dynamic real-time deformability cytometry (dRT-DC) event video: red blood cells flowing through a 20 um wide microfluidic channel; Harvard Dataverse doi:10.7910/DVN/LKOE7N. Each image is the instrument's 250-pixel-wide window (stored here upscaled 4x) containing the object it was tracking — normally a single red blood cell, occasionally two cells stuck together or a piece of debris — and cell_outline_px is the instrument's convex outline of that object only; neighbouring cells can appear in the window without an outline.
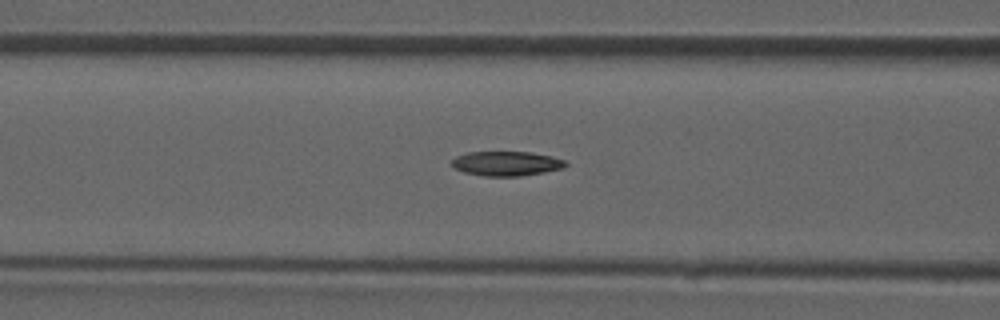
{"species": "common noctule bat (a hibernating species)", "species_latin": "Nyctalus noctula", "temperature_condition": "room temperature", "stored_images_in_passage": 40, "camera_frame_rate_fps": 3000, "um_per_image_px": 0.085, "animal": {"sex": "male", "forearm_length_mm": 52.5}, "frame": {"image": 1, "passage_image": 12, "time_ms": 3.667, "image_size_px": [1000, 320], "cell_outline_px": [[568, 164], [564, 168], [544, 172], [520, 176], [484, 176], [464, 172], [452, 168], [452, 160], [456, 156], [468, 152], [532, 152], [552, 156], [564, 160]], "centroid_in_image_um": [43.04, 13.9], "position_along_channel_um": 123.6, "area_um2": 16.36}}